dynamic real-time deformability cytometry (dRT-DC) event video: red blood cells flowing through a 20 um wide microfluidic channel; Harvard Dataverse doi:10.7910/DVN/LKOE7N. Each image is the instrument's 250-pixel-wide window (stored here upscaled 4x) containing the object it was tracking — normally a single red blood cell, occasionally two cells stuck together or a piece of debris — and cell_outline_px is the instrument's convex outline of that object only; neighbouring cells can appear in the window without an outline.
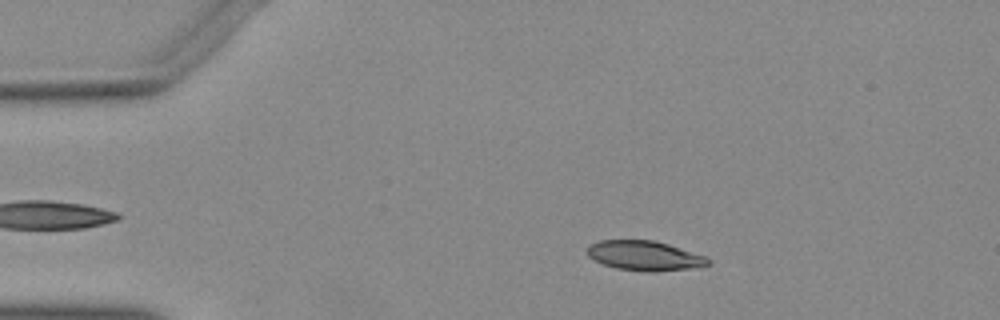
{"species": "Egyptian fruit bat (a non-hibernating species)", "species_latin": "Rousettus aegyptiacus", "temperature_condition": "warm", "stored_images_in_passage": 44, "camera_frame_rate_fps": 3000, "um_per_image_px": 0.085, "animal": {"sex": "female"}, "frame": {"image": 1, "passage_image": 9, "time_ms": 2.667, "image_size_px": [1000, 320], "cell_outline_px": [[712, 260], [708, 264], [700, 268], [656, 272], [648, 272], [616, 268], [604, 264], [588, 256], [588, 248], [592, 244], [600, 240], [652, 240], [668, 244], [704, 256]], "centroid_in_image_um": [54.84, 21.75], "position_along_channel_um": 30.2, "area_um2": 20.87}}
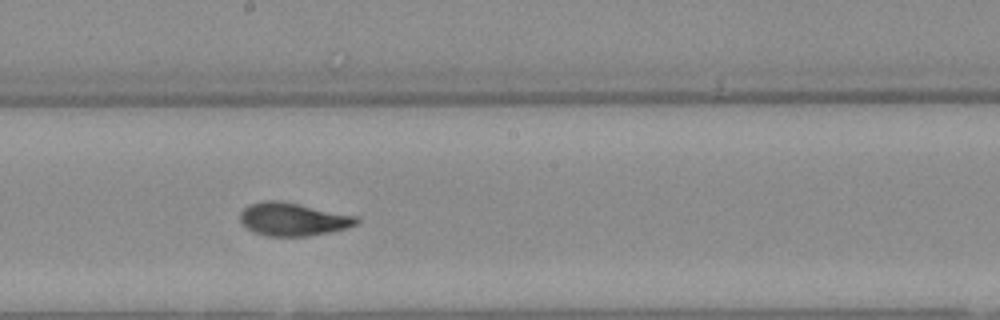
{"frame": {"image": 2, "passage_image": 28, "time_ms": 9.0, "image_size_px": [1000, 320], "cell_outline_px": [[360, 220], [356, 224], [348, 228], [308, 236], [268, 236], [252, 232], [240, 220], [240, 212], [248, 204], [264, 200], [276, 200], [356, 216]], "centroid_in_image_um": [24.87, 18.64], "position_along_channel_um": 223.3, "area_um2": 22.14}}
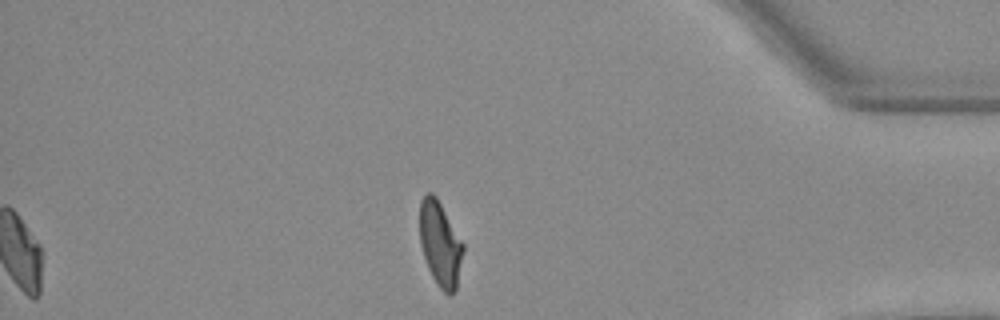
{"frame": {"image": 3, "passage_image": 44, "time_ms": 14.333, "image_size_px": [1000, 320], "cell_outline_px": [[464, 252], [456, 288], [448, 296], [436, 284], [428, 268], [420, 244], [420, 200], [428, 192], [432, 192], [436, 196], [464, 244]], "centroid_in_image_um": [37.42, 20.73], "position_along_channel_um": 397.8, "area_um2": 21.39}}